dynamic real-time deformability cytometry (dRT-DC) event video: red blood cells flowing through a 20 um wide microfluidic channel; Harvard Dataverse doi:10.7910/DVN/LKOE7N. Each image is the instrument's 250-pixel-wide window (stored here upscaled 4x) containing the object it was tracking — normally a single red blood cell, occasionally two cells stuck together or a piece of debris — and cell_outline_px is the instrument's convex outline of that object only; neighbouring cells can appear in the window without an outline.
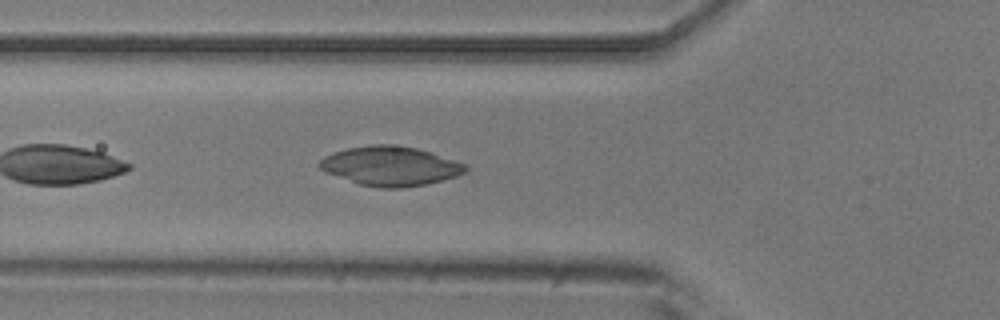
{"species": "common noctule bat (a hibernating species)", "species_latin": "Nyctalus noctula", "temperature_condition": "room temperature", "stored_images_in_passage": 34, "camera_frame_rate_fps": 3000, "um_per_image_px": 0.085, "animal": {"sex": "male", "body_mass_g": 20.5, "forearm_length_mm": 52.5}, "frame": {"image": 1, "passage_image": 5, "time_ms": 1.333, "image_size_px": [1000, 320], "cell_outline_px": [[468, 172], [456, 176], [428, 184], [400, 188], [380, 188], [360, 184], [324, 172], [316, 164], [324, 156], [332, 152], [348, 148], [372, 144], [388, 144], [416, 148], [468, 164]], "centroid_in_image_um": [33.18, 14.11], "position_along_channel_um": 92.6, "area_um2": 33.58}}
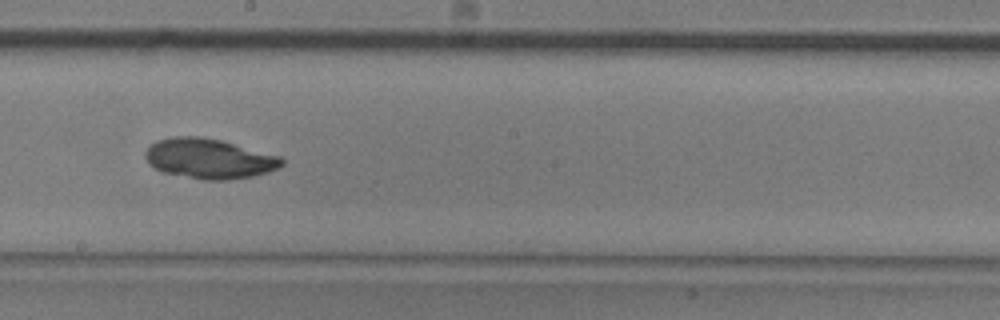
{"frame": {"image": 2, "passage_image": 16, "time_ms": 5.0, "image_size_px": [1000, 320], "cell_outline_px": [[284, 164], [268, 172], [252, 176], [224, 180], [204, 180], [164, 172], [148, 164], [144, 156], [144, 152], [156, 140], [172, 136], [200, 136], [224, 140], [280, 156], [284, 160]], "centroid_in_image_um": [17.77, 13.46], "position_along_channel_um": 230.4, "area_um2": 31.96}}
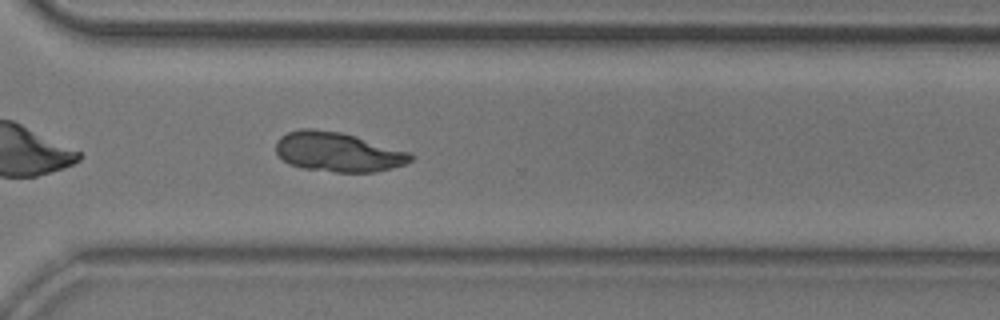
{"frame": {"image": 3, "passage_image": 25, "time_ms": 8.0, "image_size_px": [1000, 320], "cell_outline_px": [[416, 156], [412, 160], [404, 164], [392, 168], [376, 172], [336, 172], [304, 168], [288, 164], [276, 152], [276, 140], [280, 136], [288, 132], [300, 128], [312, 128], [340, 132], [356, 136], [412, 152]], "centroid_in_image_um": [28.75, 12.91], "position_along_channel_um": 341.9, "area_um2": 31.27}}